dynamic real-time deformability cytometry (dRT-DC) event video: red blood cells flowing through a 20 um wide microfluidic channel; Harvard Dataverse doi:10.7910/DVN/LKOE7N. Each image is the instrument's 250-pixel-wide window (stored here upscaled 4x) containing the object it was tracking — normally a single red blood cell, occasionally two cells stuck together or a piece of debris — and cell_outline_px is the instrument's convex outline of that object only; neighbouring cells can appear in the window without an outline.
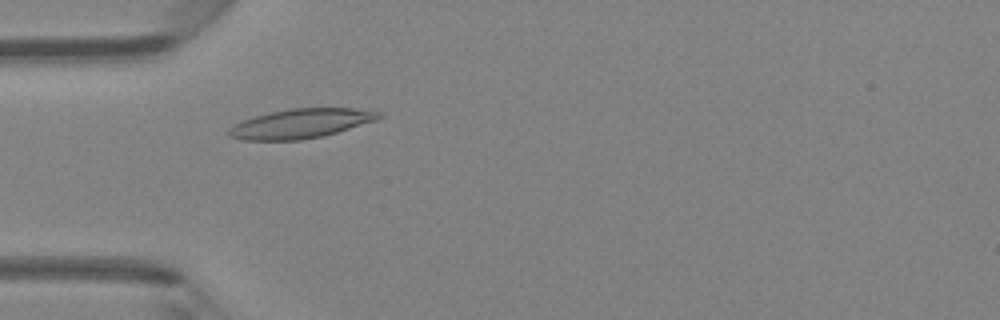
{"species": "Egyptian fruit bat (a non-hibernating species)", "species_latin": "Rousettus aegyptiacus", "temperature_condition": "room temperature", "stored_images_in_passage": 46, "camera_frame_rate_fps": 3000, "um_per_image_px": 0.085, "animal": {"sex": "female"}, "frame": {"image": 1, "passage_image": 13, "time_ms": 4.0, "image_size_px": [1000, 320], "cell_outline_px": [[384, 116], [376, 120], [324, 136], [300, 140], [244, 140], [228, 136], [228, 128], [244, 120], [268, 112], [292, 108], [352, 108], [384, 112]], "centroid_in_image_um": [25.6, 10.5], "position_along_channel_um": 59.4, "area_um2": 25.66}}
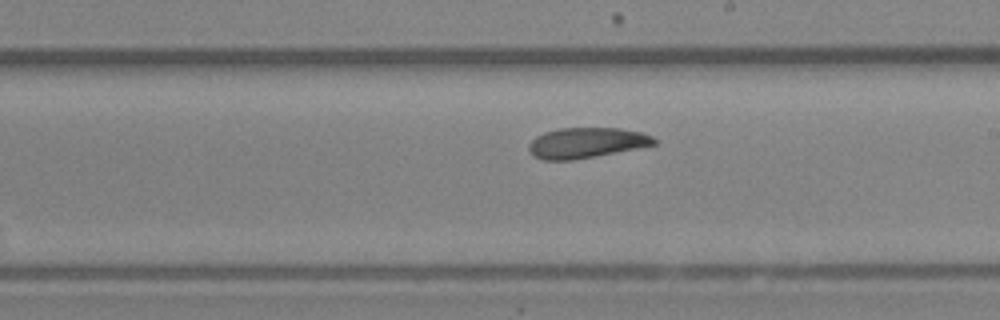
{"frame": {"image": 2, "passage_image": 26, "time_ms": 8.333, "image_size_px": [1000, 320], "cell_outline_px": [[656, 144], [636, 148], [572, 160], [544, 160], [536, 156], [528, 148], [528, 144], [536, 136], [544, 132], [560, 128], [620, 128], [640, 132], [652, 136], [656, 140]], "centroid_in_image_um": [49.82, 12.12], "position_along_channel_um": 239.2, "area_um2": 21.85}}
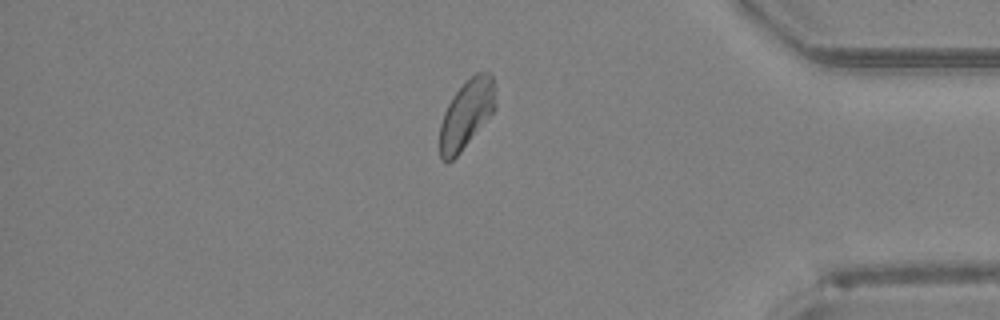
{"frame": {"image": 3, "passage_image": 39, "time_ms": 12.667, "image_size_px": [1000, 320], "cell_outline_px": [[496, 108], [460, 152], [452, 160], [440, 160], [440, 124], [444, 112], [452, 96], [476, 72], [488, 72], [492, 76], [496, 104]], "centroid_in_image_um": [39.64, 9.7], "position_along_channel_um": 395.6, "area_um2": 21.73}, "authors_computed_cell_mechanics": {"area_um2": 23.3512, "velocity_mm_per_s": 4.2333, "shape_relaxation_time_tau1_ms": 7.7176, "shape_relaxation_time_tau2_ms": 2.2259, "deformation_change_tau1": 0.1595, "deformation_change_tau2": 0.0691}}